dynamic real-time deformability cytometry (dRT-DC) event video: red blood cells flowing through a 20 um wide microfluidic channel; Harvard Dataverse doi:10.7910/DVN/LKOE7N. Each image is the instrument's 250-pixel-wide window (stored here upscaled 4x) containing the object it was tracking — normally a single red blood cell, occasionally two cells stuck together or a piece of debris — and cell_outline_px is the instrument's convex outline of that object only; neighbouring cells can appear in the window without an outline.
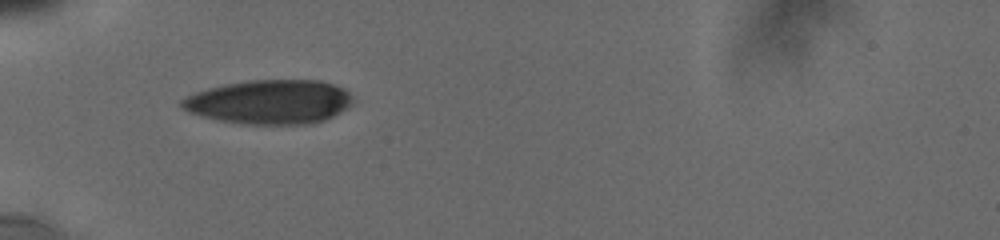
{"species": "human", "species_latin": "Homo sapiens", "temperature_condition": "cold", "stored_images_in_passage": 6, "camera_frame_rate_fps": 3000, "um_per_image_px": 0.085, "donor": {"sex": "male"}, "frame": {"image": 1, "passage_image": 1, "time_ms": 0.0, "image_size_px": [1000, 240], "cell_outline_px": [[352, 104], [340, 112], [324, 120], [312, 124], [240, 124], [216, 120], [188, 112], [180, 104], [180, 100], [196, 92], [228, 84], [248, 80], [320, 80], [344, 88], [348, 92], [352, 100]], "centroid_in_image_um": [22.93, 8.67], "position_along_channel_um": 62.1, "area_um2": 43.87}}
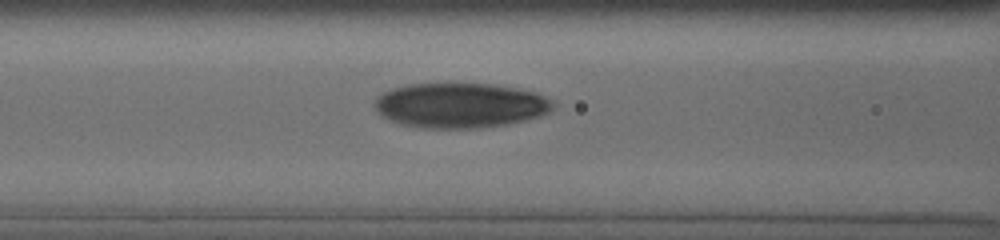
{"frame": {"image": 2, "passage_image": 4, "time_ms": 2.0, "image_size_px": [1000, 240], "cell_outline_px": [[556, 104], [548, 112], [540, 116], [508, 124], [480, 128], [420, 128], [400, 124], [388, 120], [376, 108], [376, 96], [392, 88], [408, 84], [492, 84], [536, 92], [552, 100]], "centroid_in_image_um": [39.13, 8.96], "position_along_channel_um": 127.5, "area_um2": 46.64}}
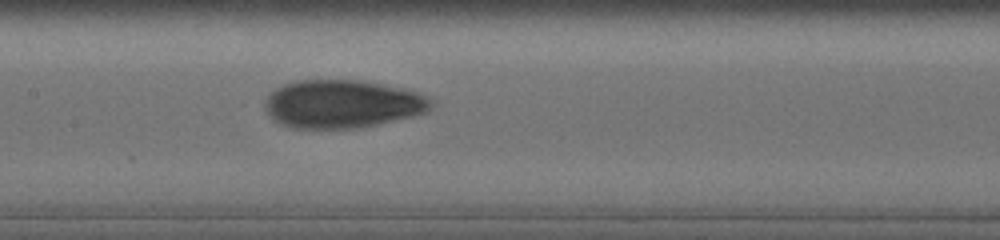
{"frame": {"image": 3, "passage_image": 6, "time_ms": 3.333, "image_size_px": [1000, 240], "cell_outline_px": [[432, 108], [428, 112], [364, 128], [292, 128], [280, 124], [268, 112], [264, 104], [268, 96], [276, 88], [284, 84], [296, 80], [360, 80], [404, 88], [420, 92], [432, 100]], "centroid_in_image_um": [29.15, 8.84], "position_along_channel_um": 178.3, "area_um2": 46.82}}